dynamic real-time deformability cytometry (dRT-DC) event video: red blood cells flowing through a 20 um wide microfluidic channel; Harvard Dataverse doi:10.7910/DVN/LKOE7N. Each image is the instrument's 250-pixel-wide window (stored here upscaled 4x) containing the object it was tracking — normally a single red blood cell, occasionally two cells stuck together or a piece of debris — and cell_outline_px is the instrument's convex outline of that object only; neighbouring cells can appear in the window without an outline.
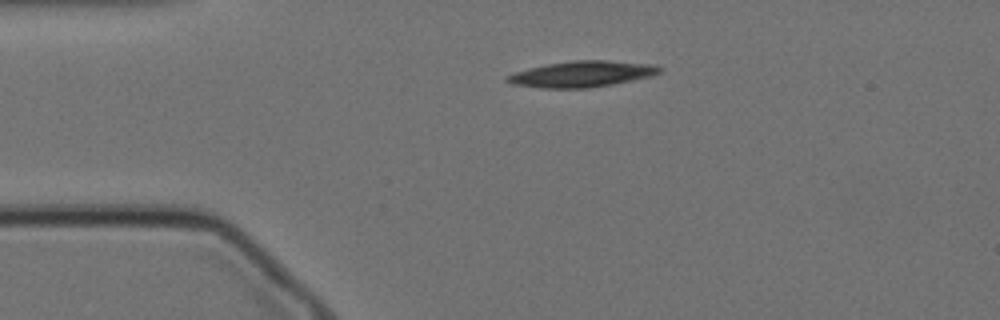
{"species": "Egyptian fruit bat (a non-hibernating species)", "species_latin": "Rousettus aegyptiacus", "temperature_condition": "cold", "stored_images_in_passage": 47, "camera_frame_rate_fps": 3000, "um_per_image_px": 0.085, "animal": {"sex": "female"}, "frame": {"image": 1, "passage_image": 1, "time_ms": 0.0, "image_size_px": [1000, 320], "cell_outline_px": [[664, 68], [660, 72], [648, 76], [612, 84], [588, 88], [540, 88], [512, 84], [504, 80], [504, 76], [528, 68], [548, 64], [576, 60], [608, 60], [648, 64]], "centroid_in_image_um": [49.39, 6.29], "position_along_channel_um": 35.6, "area_um2": 22.83}}
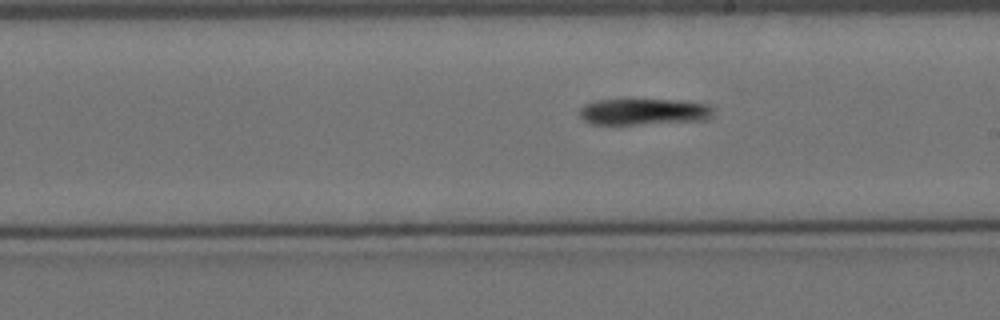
{"frame": {"image": 2, "passage_image": 21, "time_ms": 6.667, "image_size_px": [1000, 320], "cell_outline_px": [[712, 116], [708, 120], [636, 124], [592, 124], [584, 120], [580, 116], [580, 108], [584, 104], [596, 100], [676, 100], [708, 104], [712, 108]], "centroid_in_image_um": [54.72, 9.5], "position_along_channel_um": 234.3, "area_um2": 20.4}}
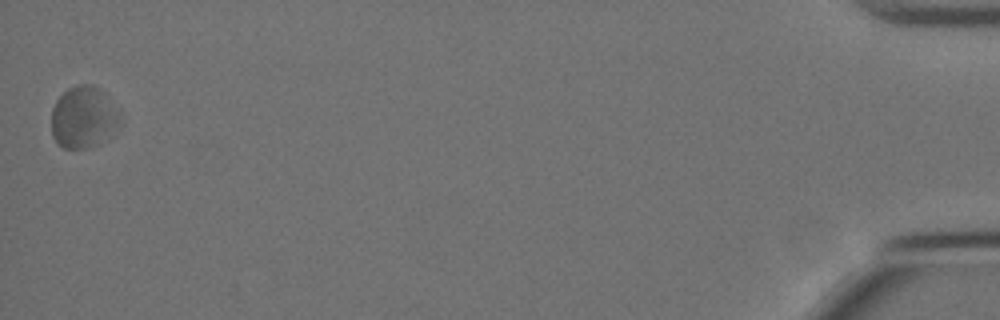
{"frame": {"image": 3, "passage_image": 47, "time_ms": 15.333, "image_size_px": [1000, 320], "cell_outline_px": [[120, 112], [116, 124], [108, 136], [96, 144], [88, 148], [64, 148], [56, 144], [52, 136], [52, 108], [56, 100], [68, 88], [76, 84], [92, 84], [104, 92]], "centroid_in_image_um": [7.04, 9.94], "position_along_channel_um": 428.2, "area_um2": 24.39}, "authors_computed_cell_mechanics": {"area_um2": 21.8484, "velocity_mm_per_s": 3.4096, "shape_relaxation_time_tau1_ms": 5.0236, "shape_relaxation_time_tau2_ms": null, "deformation_change_tau1": 0.0969, "deformation_change_tau2": null}}